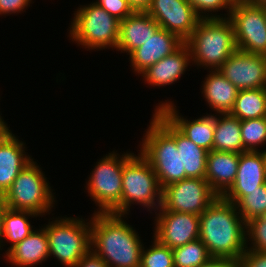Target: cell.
<instances>
[{
  "label": "cell",
  "instance_id": "44",
  "mask_svg": "<svg viewBox=\"0 0 266 267\" xmlns=\"http://www.w3.org/2000/svg\"><path fill=\"white\" fill-rule=\"evenodd\" d=\"M262 149H264L265 163H266V149H265V146H264V148H262Z\"/></svg>",
  "mask_w": 266,
  "mask_h": 267
},
{
  "label": "cell",
  "instance_id": "33",
  "mask_svg": "<svg viewBox=\"0 0 266 267\" xmlns=\"http://www.w3.org/2000/svg\"><path fill=\"white\" fill-rule=\"evenodd\" d=\"M187 1L192 5L196 14L201 19L229 18L232 9L226 3L225 0H187ZM220 10H225L227 14L224 13L223 15L221 13H218L220 12Z\"/></svg>",
  "mask_w": 266,
  "mask_h": 267
},
{
  "label": "cell",
  "instance_id": "26",
  "mask_svg": "<svg viewBox=\"0 0 266 267\" xmlns=\"http://www.w3.org/2000/svg\"><path fill=\"white\" fill-rule=\"evenodd\" d=\"M40 218L37 214L30 211L14 210L7 208L3 216L2 226V249L9 242L10 246L5 253L14 245L25 239L33 232V226L31 225V218ZM7 240V241H6ZM6 241V242H5Z\"/></svg>",
  "mask_w": 266,
  "mask_h": 267
},
{
  "label": "cell",
  "instance_id": "43",
  "mask_svg": "<svg viewBox=\"0 0 266 267\" xmlns=\"http://www.w3.org/2000/svg\"><path fill=\"white\" fill-rule=\"evenodd\" d=\"M249 3L256 6H265L266 0H249Z\"/></svg>",
  "mask_w": 266,
  "mask_h": 267
},
{
  "label": "cell",
  "instance_id": "19",
  "mask_svg": "<svg viewBox=\"0 0 266 267\" xmlns=\"http://www.w3.org/2000/svg\"><path fill=\"white\" fill-rule=\"evenodd\" d=\"M152 117L175 139L186 178H205L208 151L189 140L160 111Z\"/></svg>",
  "mask_w": 266,
  "mask_h": 267
},
{
  "label": "cell",
  "instance_id": "42",
  "mask_svg": "<svg viewBox=\"0 0 266 267\" xmlns=\"http://www.w3.org/2000/svg\"><path fill=\"white\" fill-rule=\"evenodd\" d=\"M225 1L231 8L243 4H249V0H225Z\"/></svg>",
  "mask_w": 266,
  "mask_h": 267
},
{
  "label": "cell",
  "instance_id": "34",
  "mask_svg": "<svg viewBox=\"0 0 266 267\" xmlns=\"http://www.w3.org/2000/svg\"><path fill=\"white\" fill-rule=\"evenodd\" d=\"M94 3L120 21L134 12L128 4V0H96Z\"/></svg>",
  "mask_w": 266,
  "mask_h": 267
},
{
  "label": "cell",
  "instance_id": "10",
  "mask_svg": "<svg viewBox=\"0 0 266 267\" xmlns=\"http://www.w3.org/2000/svg\"><path fill=\"white\" fill-rule=\"evenodd\" d=\"M205 178H185L162 188L161 207L200 215L217 198Z\"/></svg>",
  "mask_w": 266,
  "mask_h": 267
},
{
  "label": "cell",
  "instance_id": "28",
  "mask_svg": "<svg viewBox=\"0 0 266 267\" xmlns=\"http://www.w3.org/2000/svg\"><path fill=\"white\" fill-rule=\"evenodd\" d=\"M172 251L175 267H200L212 258L200 239L173 248Z\"/></svg>",
  "mask_w": 266,
  "mask_h": 267
},
{
  "label": "cell",
  "instance_id": "37",
  "mask_svg": "<svg viewBox=\"0 0 266 267\" xmlns=\"http://www.w3.org/2000/svg\"><path fill=\"white\" fill-rule=\"evenodd\" d=\"M74 267H108V265L91 250Z\"/></svg>",
  "mask_w": 266,
  "mask_h": 267
},
{
  "label": "cell",
  "instance_id": "7",
  "mask_svg": "<svg viewBox=\"0 0 266 267\" xmlns=\"http://www.w3.org/2000/svg\"><path fill=\"white\" fill-rule=\"evenodd\" d=\"M45 172L34 159L27 164L4 194L7 208L30 211L38 216L50 215L56 196Z\"/></svg>",
  "mask_w": 266,
  "mask_h": 267
},
{
  "label": "cell",
  "instance_id": "6",
  "mask_svg": "<svg viewBox=\"0 0 266 267\" xmlns=\"http://www.w3.org/2000/svg\"><path fill=\"white\" fill-rule=\"evenodd\" d=\"M48 220L43 227L48 238L49 258L57 259L65 267H74L91 251V216L85 219L61 215Z\"/></svg>",
  "mask_w": 266,
  "mask_h": 267
},
{
  "label": "cell",
  "instance_id": "30",
  "mask_svg": "<svg viewBox=\"0 0 266 267\" xmlns=\"http://www.w3.org/2000/svg\"><path fill=\"white\" fill-rule=\"evenodd\" d=\"M237 210L244 222L266 215V183L250 191L237 204Z\"/></svg>",
  "mask_w": 266,
  "mask_h": 267
},
{
  "label": "cell",
  "instance_id": "31",
  "mask_svg": "<svg viewBox=\"0 0 266 267\" xmlns=\"http://www.w3.org/2000/svg\"><path fill=\"white\" fill-rule=\"evenodd\" d=\"M152 239L151 246H143L140 267H175L172 249Z\"/></svg>",
  "mask_w": 266,
  "mask_h": 267
},
{
  "label": "cell",
  "instance_id": "3",
  "mask_svg": "<svg viewBox=\"0 0 266 267\" xmlns=\"http://www.w3.org/2000/svg\"><path fill=\"white\" fill-rule=\"evenodd\" d=\"M185 43L191 52L192 65L208 71L218 70L237 50L229 18L200 19Z\"/></svg>",
  "mask_w": 266,
  "mask_h": 267
},
{
  "label": "cell",
  "instance_id": "13",
  "mask_svg": "<svg viewBox=\"0 0 266 267\" xmlns=\"http://www.w3.org/2000/svg\"><path fill=\"white\" fill-rule=\"evenodd\" d=\"M218 71L238 90L265 88L266 56L237 49Z\"/></svg>",
  "mask_w": 266,
  "mask_h": 267
},
{
  "label": "cell",
  "instance_id": "22",
  "mask_svg": "<svg viewBox=\"0 0 266 267\" xmlns=\"http://www.w3.org/2000/svg\"><path fill=\"white\" fill-rule=\"evenodd\" d=\"M159 28L160 25L147 12H133L120 21L119 41L115 50L129 55Z\"/></svg>",
  "mask_w": 266,
  "mask_h": 267
},
{
  "label": "cell",
  "instance_id": "25",
  "mask_svg": "<svg viewBox=\"0 0 266 267\" xmlns=\"http://www.w3.org/2000/svg\"><path fill=\"white\" fill-rule=\"evenodd\" d=\"M213 150L243 152L241 120L227 114H215Z\"/></svg>",
  "mask_w": 266,
  "mask_h": 267
},
{
  "label": "cell",
  "instance_id": "15",
  "mask_svg": "<svg viewBox=\"0 0 266 267\" xmlns=\"http://www.w3.org/2000/svg\"><path fill=\"white\" fill-rule=\"evenodd\" d=\"M170 100L160 101L154 111H160L182 134L193 143L207 150H213L215 114L202 115L197 119H187ZM178 109V110H177Z\"/></svg>",
  "mask_w": 266,
  "mask_h": 267
},
{
  "label": "cell",
  "instance_id": "2",
  "mask_svg": "<svg viewBox=\"0 0 266 267\" xmlns=\"http://www.w3.org/2000/svg\"><path fill=\"white\" fill-rule=\"evenodd\" d=\"M91 250L108 267H140L143 239L125 218L113 213L91 214Z\"/></svg>",
  "mask_w": 266,
  "mask_h": 267
},
{
  "label": "cell",
  "instance_id": "29",
  "mask_svg": "<svg viewBox=\"0 0 266 267\" xmlns=\"http://www.w3.org/2000/svg\"><path fill=\"white\" fill-rule=\"evenodd\" d=\"M241 135L243 152L261 151L266 146V117L241 120Z\"/></svg>",
  "mask_w": 266,
  "mask_h": 267
},
{
  "label": "cell",
  "instance_id": "24",
  "mask_svg": "<svg viewBox=\"0 0 266 267\" xmlns=\"http://www.w3.org/2000/svg\"><path fill=\"white\" fill-rule=\"evenodd\" d=\"M208 72L201 86L206 105L215 114L230 113L239 90L218 70Z\"/></svg>",
  "mask_w": 266,
  "mask_h": 267
},
{
  "label": "cell",
  "instance_id": "23",
  "mask_svg": "<svg viewBox=\"0 0 266 267\" xmlns=\"http://www.w3.org/2000/svg\"><path fill=\"white\" fill-rule=\"evenodd\" d=\"M238 165V153L216 150L208 152L205 179L218 196H223L233 185Z\"/></svg>",
  "mask_w": 266,
  "mask_h": 267
},
{
  "label": "cell",
  "instance_id": "45",
  "mask_svg": "<svg viewBox=\"0 0 266 267\" xmlns=\"http://www.w3.org/2000/svg\"><path fill=\"white\" fill-rule=\"evenodd\" d=\"M263 7V10L265 12V16H266V5L265 6H262Z\"/></svg>",
  "mask_w": 266,
  "mask_h": 267
},
{
  "label": "cell",
  "instance_id": "38",
  "mask_svg": "<svg viewBox=\"0 0 266 267\" xmlns=\"http://www.w3.org/2000/svg\"><path fill=\"white\" fill-rule=\"evenodd\" d=\"M200 267H239L238 260L226 258H211L207 263Z\"/></svg>",
  "mask_w": 266,
  "mask_h": 267
},
{
  "label": "cell",
  "instance_id": "8",
  "mask_svg": "<svg viewBox=\"0 0 266 267\" xmlns=\"http://www.w3.org/2000/svg\"><path fill=\"white\" fill-rule=\"evenodd\" d=\"M132 153L113 150L93 166L85 186V192L98 207L93 213L120 214L123 163Z\"/></svg>",
  "mask_w": 266,
  "mask_h": 267
},
{
  "label": "cell",
  "instance_id": "9",
  "mask_svg": "<svg viewBox=\"0 0 266 267\" xmlns=\"http://www.w3.org/2000/svg\"><path fill=\"white\" fill-rule=\"evenodd\" d=\"M138 150L151 164L161 188L186 178L175 139L152 117Z\"/></svg>",
  "mask_w": 266,
  "mask_h": 267
},
{
  "label": "cell",
  "instance_id": "18",
  "mask_svg": "<svg viewBox=\"0 0 266 267\" xmlns=\"http://www.w3.org/2000/svg\"><path fill=\"white\" fill-rule=\"evenodd\" d=\"M192 66L191 52L184 42L170 55L151 65L140 76L148 86L165 87L175 84Z\"/></svg>",
  "mask_w": 266,
  "mask_h": 267
},
{
  "label": "cell",
  "instance_id": "21",
  "mask_svg": "<svg viewBox=\"0 0 266 267\" xmlns=\"http://www.w3.org/2000/svg\"><path fill=\"white\" fill-rule=\"evenodd\" d=\"M6 263L13 267H35L49 259V244L46 230L43 226L33 230L25 239L3 253ZM46 260V261H45Z\"/></svg>",
  "mask_w": 266,
  "mask_h": 267
},
{
  "label": "cell",
  "instance_id": "11",
  "mask_svg": "<svg viewBox=\"0 0 266 267\" xmlns=\"http://www.w3.org/2000/svg\"><path fill=\"white\" fill-rule=\"evenodd\" d=\"M237 49L266 56V16L262 6L243 4L231 9Z\"/></svg>",
  "mask_w": 266,
  "mask_h": 267
},
{
  "label": "cell",
  "instance_id": "32",
  "mask_svg": "<svg viewBox=\"0 0 266 267\" xmlns=\"http://www.w3.org/2000/svg\"><path fill=\"white\" fill-rule=\"evenodd\" d=\"M246 235L247 249L266 252V215L248 221Z\"/></svg>",
  "mask_w": 266,
  "mask_h": 267
},
{
  "label": "cell",
  "instance_id": "39",
  "mask_svg": "<svg viewBox=\"0 0 266 267\" xmlns=\"http://www.w3.org/2000/svg\"><path fill=\"white\" fill-rule=\"evenodd\" d=\"M151 2L152 0H128V4L134 12H146L150 7Z\"/></svg>",
  "mask_w": 266,
  "mask_h": 267
},
{
  "label": "cell",
  "instance_id": "16",
  "mask_svg": "<svg viewBox=\"0 0 266 267\" xmlns=\"http://www.w3.org/2000/svg\"><path fill=\"white\" fill-rule=\"evenodd\" d=\"M266 183L264 150L245 151L239 154L237 176L223 197L235 205L250 191Z\"/></svg>",
  "mask_w": 266,
  "mask_h": 267
},
{
  "label": "cell",
  "instance_id": "1",
  "mask_svg": "<svg viewBox=\"0 0 266 267\" xmlns=\"http://www.w3.org/2000/svg\"><path fill=\"white\" fill-rule=\"evenodd\" d=\"M199 239L212 258L239 260L247 250L246 223L237 207L223 196L199 215Z\"/></svg>",
  "mask_w": 266,
  "mask_h": 267
},
{
  "label": "cell",
  "instance_id": "40",
  "mask_svg": "<svg viewBox=\"0 0 266 267\" xmlns=\"http://www.w3.org/2000/svg\"><path fill=\"white\" fill-rule=\"evenodd\" d=\"M7 209V203L4 198V194H0V250L2 247V226H3V216Z\"/></svg>",
  "mask_w": 266,
  "mask_h": 267
},
{
  "label": "cell",
  "instance_id": "17",
  "mask_svg": "<svg viewBox=\"0 0 266 267\" xmlns=\"http://www.w3.org/2000/svg\"><path fill=\"white\" fill-rule=\"evenodd\" d=\"M184 41L177 35L159 28L144 44L129 54V63L136 76L141 75L151 65L177 50Z\"/></svg>",
  "mask_w": 266,
  "mask_h": 267
},
{
  "label": "cell",
  "instance_id": "20",
  "mask_svg": "<svg viewBox=\"0 0 266 267\" xmlns=\"http://www.w3.org/2000/svg\"><path fill=\"white\" fill-rule=\"evenodd\" d=\"M26 143L12 130L0 139V194H5L20 171L34 158L28 154Z\"/></svg>",
  "mask_w": 266,
  "mask_h": 267
},
{
  "label": "cell",
  "instance_id": "4",
  "mask_svg": "<svg viewBox=\"0 0 266 267\" xmlns=\"http://www.w3.org/2000/svg\"><path fill=\"white\" fill-rule=\"evenodd\" d=\"M73 15L68 29V37L72 43L81 45L80 48L87 49V51L116 49L119 41L120 20L93 1L77 7Z\"/></svg>",
  "mask_w": 266,
  "mask_h": 267
},
{
  "label": "cell",
  "instance_id": "36",
  "mask_svg": "<svg viewBox=\"0 0 266 267\" xmlns=\"http://www.w3.org/2000/svg\"><path fill=\"white\" fill-rule=\"evenodd\" d=\"M32 2V0H0V16L26 12Z\"/></svg>",
  "mask_w": 266,
  "mask_h": 267
},
{
  "label": "cell",
  "instance_id": "35",
  "mask_svg": "<svg viewBox=\"0 0 266 267\" xmlns=\"http://www.w3.org/2000/svg\"><path fill=\"white\" fill-rule=\"evenodd\" d=\"M238 262L239 267H266V252L247 249Z\"/></svg>",
  "mask_w": 266,
  "mask_h": 267
},
{
  "label": "cell",
  "instance_id": "12",
  "mask_svg": "<svg viewBox=\"0 0 266 267\" xmlns=\"http://www.w3.org/2000/svg\"><path fill=\"white\" fill-rule=\"evenodd\" d=\"M154 218L152 237L171 249L199 239V215L173 212L160 207Z\"/></svg>",
  "mask_w": 266,
  "mask_h": 267
},
{
  "label": "cell",
  "instance_id": "14",
  "mask_svg": "<svg viewBox=\"0 0 266 267\" xmlns=\"http://www.w3.org/2000/svg\"><path fill=\"white\" fill-rule=\"evenodd\" d=\"M159 25L186 41L201 19L187 0H152L146 11Z\"/></svg>",
  "mask_w": 266,
  "mask_h": 267
},
{
  "label": "cell",
  "instance_id": "27",
  "mask_svg": "<svg viewBox=\"0 0 266 267\" xmlns=\"http://www.w3.org/2000/svg\"><path fill=\"white\" fill-rule=\"evenodd\" d=\"M230 114L239 120L266 117V88L239 90Z\"/></svg>",
  "mask_w": 266,
  "mask_h": 267
},
{
  "label": "cell",
  "instance_id": "5",
  "mask_svg": "<svg viewBox=\"0 0 266 267\" xmlns=\"http://www.w3.org/2000/svg\"><path fill=\"white\" fill-rule=\"evenodd\" d=\"M161 202L162 188L150 162L140 152L132 153L123 163L120 215L128 216L132 204L152 214Z\"/></svg>",
  "mask_w": 266,
  "mask_h": 267
},
{
  "label": "cell",
  "instance_id": "41",
  "mask_svg": "<svg viewBox=\"0 0 266 267\" xmlns=\"http://www.w3.org/2000/svg\"><path fill=\"white\" fill-rule=\"evenodd\" d=\"M1 115L2 113L0 111V139H2L10 131V126L8 127V124L6 123V121H4Z\"/></svg>",
  "mask_w": 266,
  "mask_h": 267
}]
</instances>
